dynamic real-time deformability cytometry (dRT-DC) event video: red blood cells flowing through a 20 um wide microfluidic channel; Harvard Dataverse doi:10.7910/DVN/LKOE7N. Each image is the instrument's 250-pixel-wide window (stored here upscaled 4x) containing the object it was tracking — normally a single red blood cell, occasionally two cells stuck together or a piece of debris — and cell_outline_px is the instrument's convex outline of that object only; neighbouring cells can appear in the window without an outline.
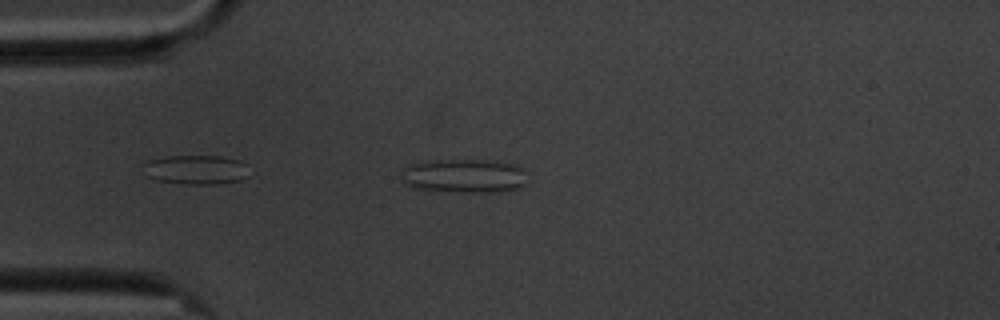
{"species": "common noctule bat (a hibernating species)", "species_latin": "Nyctalus noctula", "temperature_condition": "cold", "stored_images_in_passage": 45, "camera_frame_rate_fps": 3000, "um_per_image_px": 0.085, "animal": {"sex": "male", "body_mass_g": 20.1, "forearm_length_mm": 53.5}, "frame": {"image": 1, "passage_image": 4, "time_ms": 1.0, "image_size_px": [1000, 320], "cell_outline_px": [[524, 184], [520, 188], [500, 192], [460, 192], [420, 188], [408, 184], [400, 176], [404, 168], [408, 164], [432, 160], [480, 160], [516, 164], [524, 172]], "centroid_in_image_um": [39.46, 14.94], "position_along_channel_um": 45.5, "area_um2": 24.57}}
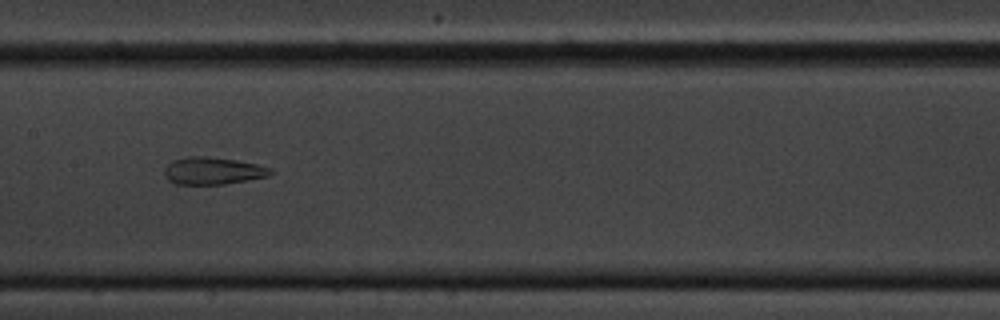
{"frame": {"image": 2, "passage_image": 18, "time_ms": 5.667, "image_size_px": [1000, 320], "cell_outline_px": [[272, 172], [268, 176], [248, 180], [224, 184], [176, 184], [168, 180], [164, 176], [164, 168], [172, 160], [188, 156], [204, 156], [236, 160], [256, 164], [272, 168]], "centroid_in_image_um": [18.06, 14.52], "position_along_channel_um": 189.3, "area_um2": 16.88}}
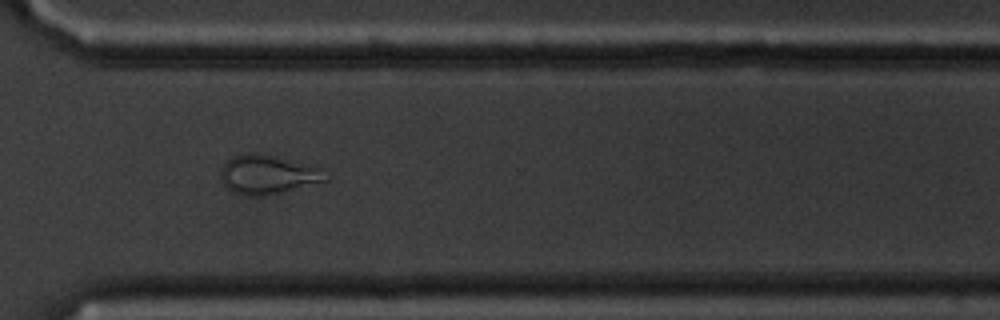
{"frame": {"image": 3, "passage_image": 32, "time_ms": 10.333, "image_size_px": [1000, 320], "cell_outline_px": [[328, 180], [280, 192], [256, 196], [248, 196], [236, 192], [228, 188], [224, 184], [220, 176], [220, 168], [232, 156], [252, 152], [256, 152], [320, 168]], "centroid_in_image_um": [22.69, 14.83], "position_along_channel_um": 347.9, "area_um2": 23.12}, "authors_computed_cell_mechanics": {"area_um2": 19.7676, "velocity_mm_per_s": 3.4109, "shape_relaxation_time_tau1_ms": null, "shape_relaxation_time_tau2_ms": 1.9678, "deformation_change_tau1": null, "deformation_change_tau2": 0.0954}}